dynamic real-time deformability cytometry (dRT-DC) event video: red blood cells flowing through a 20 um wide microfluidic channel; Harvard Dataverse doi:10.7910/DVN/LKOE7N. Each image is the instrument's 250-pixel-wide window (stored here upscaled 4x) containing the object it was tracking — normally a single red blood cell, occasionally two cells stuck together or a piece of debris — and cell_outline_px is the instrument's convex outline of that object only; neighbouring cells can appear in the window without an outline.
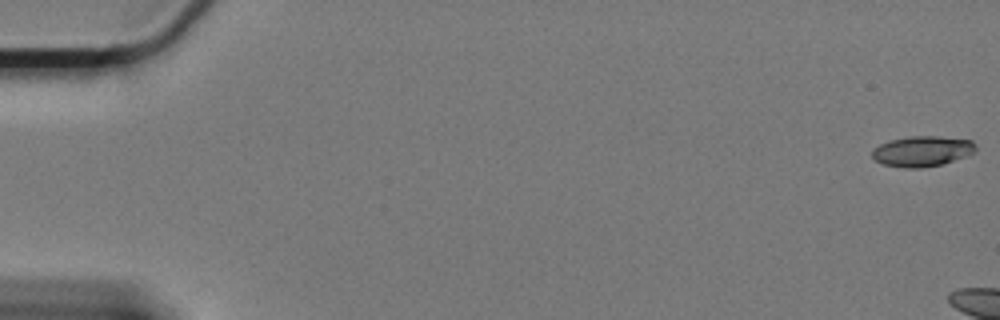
{"species": "Egyptian fruit bat (a non-hibernating species)", "species_latin": "Rousettus aegyptiacus", "temperature_condition": "cold", "stored_images_in_passage": 7, "camera_frame_rate_fps": 3000, "um_per_image_px": 0.085, "animal": {"sex": "female"}, "frame": {"image": 1, "passage_image": 1, "time_ms": 0.0, "image_size_px": [1000, 320], "cell_outline_px": [[976, 152], [940, 164], [920, 168], [904, 168], [884, 164], [876, 160], [872, 156], [872, 148], [888, 140], [908, 136], [936, 136], [972, 140], [976, 144]], "centroid_in_image_um": [78.36, 12.84], "position_along_channel_um": 6.6, "area_um2": 18.32}}